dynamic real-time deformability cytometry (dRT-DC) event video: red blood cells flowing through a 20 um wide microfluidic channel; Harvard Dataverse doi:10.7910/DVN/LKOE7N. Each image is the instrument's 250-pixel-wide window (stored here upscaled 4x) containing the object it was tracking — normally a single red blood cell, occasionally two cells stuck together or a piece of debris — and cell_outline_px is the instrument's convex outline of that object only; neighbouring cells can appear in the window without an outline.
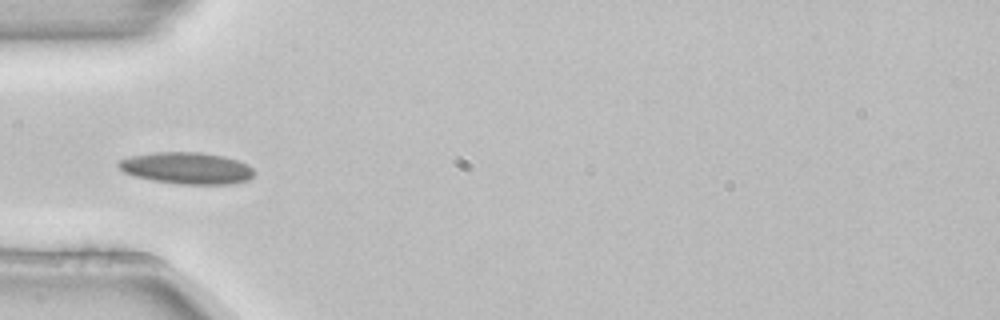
{"species": "common noctule bat (a hibernating species)", "species_latin": "Nyctalus noctula", "temperature_condition": "room temperature", "stored_images_in_passage": 3, "camera_frame_rate_fps": 3000, "um_per_image_px": 0.085, "animal": {"sex": "female", "body_mass_g": 22.7, "forearm_length_mm": 54.2}, "frame": {"image": 1, "passage_image": 3, "time_ms": 0.667, "image_size_px": [1000, 320], "cell_outline_px": [[256, 172], [248, 180], [232, 184], [180, 184], [152, 180], [136, 176], [124, 172], [116, 164], [120, 160], [132, 156], [152, 152], [200, 152], [224, 156], [248, 164]], "centroid_in_image_um": [15.9, 14.29], "position_along_channel_um": 69.1, "area_um2": 25.03}}